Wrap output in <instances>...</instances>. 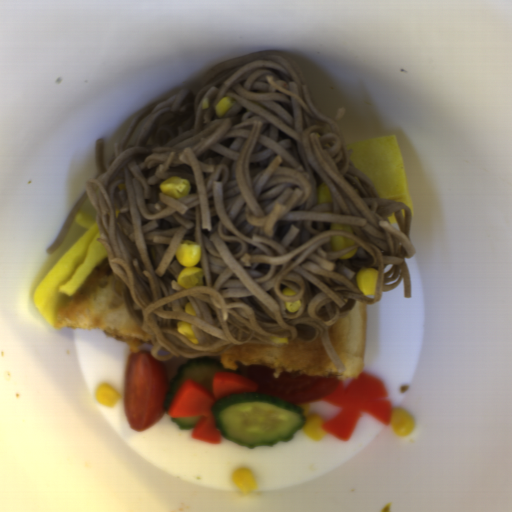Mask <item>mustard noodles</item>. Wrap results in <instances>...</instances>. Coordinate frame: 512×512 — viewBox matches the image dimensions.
<instances>
[{
    "label": "mustard noodles",
    "instance_id": "1",
    "mask_svg": "<svg viewBox=\"0 0 512 512\" xmlns=\"http://www.w3.org/2000/svg\"><path fill=\"white\" fill-rule=\"evenodd\" d=\"M231 97L222 117L215 105ZM346 108L321 111L299 64L264 51L226 60L202 79L163 98L134 118L113 144L100 175L85 182L48 255L65 240L87 198L123 301L150 336L155 360L216 357L232 346H281L320 337L337 371L345 367L330 327L357 302L374 304L403 281L417 250L412 212L381 199L371 179L353 166L339 122ZM189 180L190 193L172 199L159 184ZM327 185L331 202L319 204ZM354 239L333 251L330 237ZM200 244L202 285L177 279L180 241ZM378 270L376 295L355 277ZM301 300L297 313L286 302ZM192 324L197 344L176 328Z\"/></svg>",
    "mask_w": 512,
    "mask_h": 512
}]
</instances>
